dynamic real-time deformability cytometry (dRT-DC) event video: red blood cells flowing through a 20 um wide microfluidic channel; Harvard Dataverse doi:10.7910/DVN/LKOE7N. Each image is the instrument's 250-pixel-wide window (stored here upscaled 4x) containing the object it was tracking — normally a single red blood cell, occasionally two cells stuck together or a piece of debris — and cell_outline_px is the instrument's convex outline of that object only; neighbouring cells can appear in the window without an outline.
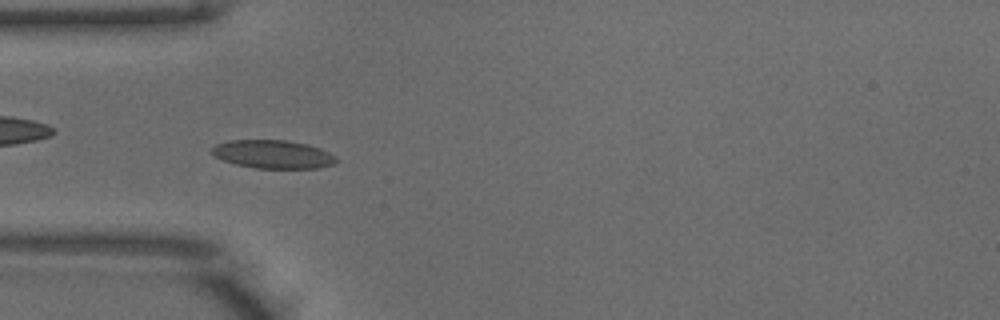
{"species": "common noctule bat (a hibernating species)", "species_latin": "Nyctalus noctula", "temperature_condition": "warm", "stored_images_in_passage": 51, "camera_frame_rate_fps": 3000, "um_per_image_px": 0.085, "animal": {"sex": "male", "body_mass_g": 18.8}, "frame": {"image": 1, "passage_image": 15, "time_ms": 4.667, "image_size_px": [1000, 320], "cell_outline_px": [[340, 160], [336, 164], [320, 168], [256, 168], [236, 164], [224, 160], [208, 152], [216, 144], [228, 140], [288, 140], [320, 148], [336, 156]], "centroid_in_image_um": [23.23, 13.11], "position_along_channel_um": 61.8, "area_um2": 20.63}}
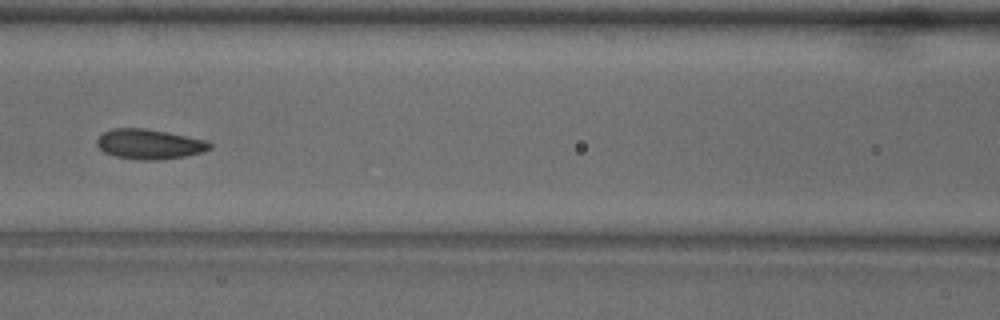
{"frame": {"image": 2, "passage_image": 22, "time_ms": 7.0, "image_size_px": [1000, 320], "cell_outline_px": [[212, 148], [204, 152], [184, 156], [156, 160], [140, 160], [116, 156], [104, 152], [96, 144], [96, 140], [104, 132], [112, 128], [144, 128], [208, 140], [212, 144]], "centroid_in_image_um": [12.72, 12.25], "position_along_channel_um": 153.9, "area_um2": 19.65}, "authors_computed_cell_mechanics": {"area_um2": 19.363, "velocity_mm_per_s": 3.9288, "shape_relaxation_time_tau1_ms": 3.5362, "shape_relaxation_time_tau2_ms": 1.6298, "deformation_change_tau1": 0.1062, "deformation_change_tau2": 0.0629}}